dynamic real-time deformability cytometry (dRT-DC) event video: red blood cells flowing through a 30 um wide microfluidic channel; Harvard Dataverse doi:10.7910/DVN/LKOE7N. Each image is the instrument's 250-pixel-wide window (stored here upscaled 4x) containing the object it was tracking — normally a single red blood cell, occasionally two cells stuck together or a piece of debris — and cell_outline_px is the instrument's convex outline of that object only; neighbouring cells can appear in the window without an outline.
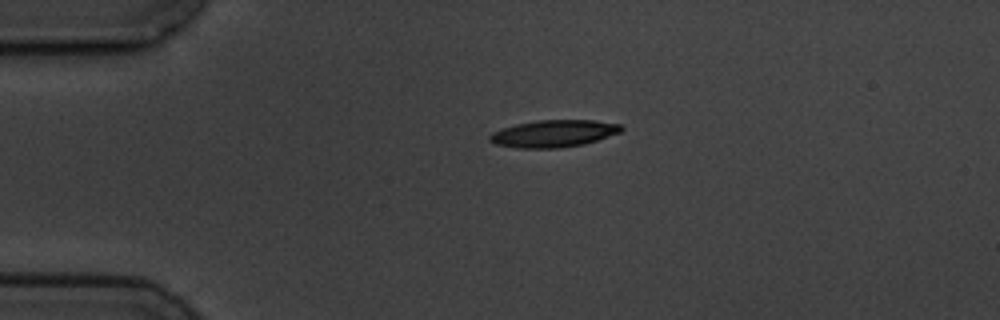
{"species": "common noctule bat (a hibernating species)", "species_latin": "Nyctalus noctula", "temperature_condition": "cold", "stored_images_in_passage": 2, "camera_frame_rate_fps": 3000, "um_per_image_px": 0.085, "animal": {"sex": "male", "body_mass_g": 19.5, "forearm_length_mm": 54.6}, "frame": {"image": 1, "passage_image": 1, "time_ms": 0.0, "image_size_px": [1000, 320], "cell_outline_px": [[624, 128], [620, 132], [584, 144], [560, 148], [516, 148], [496, 144], [488, 140], [488, 136], [492, 132], [516, 124], [536, 120], [592, 120], [620, 124]], "centroid_in_image_um": [47.04, 11.35], "position_along_channel_um": 38.0, "area_um2": 20.75}}